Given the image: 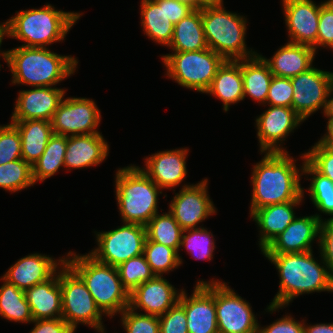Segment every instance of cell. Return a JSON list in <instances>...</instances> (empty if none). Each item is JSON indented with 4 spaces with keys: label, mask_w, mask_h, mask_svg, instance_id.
<instances>
[{
    "label": "cell",
    "mask_w": 333,
    "mask_h": 333,
    "mask_svg": "<svg viewBox=\"0 0 333 333\" xmlns=\"http://www.w3.org/2000/svg\"><path fill=\"white\" fill-rule=\"evenodd\" d=\"M180 294L167 279L155 275L129 294V308L159 317L179 301Z\"/></svg>",
    "instance_id": "ffe728a7"
},
{
    "label": "cell",
    "mask_w": 333,
    "mask_h": 333,
    "mask_svg": "<svg viewBox=\"0 0 333 333\" xmlns=\"http://www.w3.org/2000/svg\"><path fill=\"white\" fill-rule=\"evenodd\" d=\"M304 159L302 173L312 175L311 184L308 188L309 196L314 206L326 215L333 218V181L319 173L307 160L305 153L301 157Z\"/></svg>",
    "instance_id": "e575fe53"
},
{
    "label": "cell",
    "mask_w": 333,
    "mask_h": 333,
    "mask_svg": "<svg viewBox=\"0 0 333 333\" xmlns=\"http://www.w3.org/2000/svg\"><path fill=\"white\" fill-rule=\"evenodd\" d=\"M143 255L150 265L151 271L157 276L169 273L182 264V258L174 248L150 241L147 238Z\"/></svg>",
    "instance_id": "d590c367"
},
{
    "label": "cell",
    "mask_w": 333,
    "mask_h": 333,
    "mask_svg": "<svg viewBox=\"0 0 333 333\" xmlns=\"http://www.w3.org/2000/svg\"><path fill=\"white\" fill-rule=\"evenodd\" d=\"M185 310L188 333H219L214 303V281H198L190 297L181 290L178 301Z\"/></svg>",
    "instance_id": "9a60e30c"
},
{
    "label": "cell",
    "mask_w": 333,
    "mask_h": 333,
    "mask_svg": "<svg viewBox=\"0 0 333 333\" xmlns=\"http://www.w3.org/2000/svg\"><path fill=\"white\" fill-rule=\"evenodd\" d=\"M196 8L181 0H166V13L168 19L175 25L180 20L188 16Z\"/></svg>",
    "instance_id": "681fc988"
},
{
    "label": "cell",
    "mask_w": 333,
    "mask_h": 333,
    "mask_svg": "<svg viewBox=\"0 0 333 333\" xmlns=\"http://www.w3.org/2000/svg\"><path fill=\"white\" fill-rule=\"evenodd\" d=\"M21 137L22 159L31 166L44 153L49 138L53 135L52 123L47 120L11 122Z\"/></svg>",
    "instance_id": "83f0119b"
},
{
    "label": "cell",
    "mask_w": 333,
    "mask_h": 333,
    "mask_svg": "<svg viewBox=\"0 0 333 333\" xmlns=\"http://www.w3.org/2000/svg\"><path fill=\"white\" fill-rule=\"evenodd\" d=\"M223 102V110L227 112L230 104L244 99L243 78L241 74V60H226L218 69L208 90Z\"/></svg>",
    "instance_id": "4316f807"
},
{
    "label": "cell",
    "mask_w": 333,
    "mask_h": 333,
    "mask_svg": "<svg viewBox=\"0 0 333 333\" xmlns=\"http://www.w3.org/2000/svg\"><path fill=\"white\" fill-rule=\"evenodd\" d=\"M323 219L319 214L295 217L263 251V254L303 253L312 251V242L320 237Z\"/></svg>",
    "instance_id": "ac0fdd59"
},
{
    "label": "cell",
    "mask_w": 333,
    "mask_h": 333,
    "mask_svg": "<svg viewBox=\"0 0 333 333\" xmlns=\"http://www.w3.org/2000/svg\"><path fill=\"white\" fill-rule=\"evenodd\" d=\"M22 159L21 137L18 129L9 123L0 126V165Z\"/></svg>",
    "instance_id": "60d3db41"
},
{
    "label": "cell",
    "mask_w": 333,
    "mask_h": 333,
    "mask_svg": "<svg viewBox=\"0 0 333 333\" xmlns=\"http://www.w3.org/2000/svg\"><path fill=\"white\" fill-rule=\"evenodd\" d=\"M206 229L204 227L188 229L182 233L181 246L185 247L195 259L212 260L215 241L213 234Z\"/></svg>",
    "instance_id": "f35d334b"
},
{
    "label": "cell",
    "mask_w": 333,
    "mask_h": 333,
    "mask_svg": "<svg viewBox=\"0 0 333 333\" xmlns=\"http://www.w3.org/2000/svg\"><path fill=\"white\" fill-rule=\"evenodd\" d=\"M304 333H333V323H321L308 326L304 322Z\"/></svg>",
    "instance_id": "f907efd6"
},
{
    "label": "cell",
    "mask_w": 333,
    "mask_h": 333,
    "mask_svg": "<svg viewBox=\"0 0 333 333\" xmlns=\"http://www.w3.org/2000/svg\"><path fill=\"white\" fill-rule=\"evenodd\" d=\"M275 265L279 272V291L271 304L268 312L285 308L296 297L312 292H333V274L327 263L316 262L313 250L303 253L263 254Z\"/></svg>",
    "instance_id": "6da1fadb"
},
{
    "label": "cell",
    "mask_w": 333,
    "mask_h": 333,
    "mask_svg": "<svg viewBox=\"0 0 333 333\" xmlns=\"http://www.w3.org/2000/svg\"><path fill=\"white\" fill-rule=\"evenodd\" d=\"M318 243L321 258L327 263L330 272L333 274V218L321 221Z\"/></svg>",
    "instance_id": "bcb514c9"
},
{
    "label": "cell",
    "mask_w": 333,
    "mask_h": 333,
    "mask_svg": "<svg viewBox=\"0 0 333 333\" xmlns=\"http://www.w3.org/2000/svg\"><path fill=\"white\" fill-rule=\"evenodd\" d=\"M120 315L126 333H160L158 316L138 313L129 307Z\"/></svg>",
    "instance_id": "ab89813d"
},
{
    "label": "cell",
    "mask_w": 333,
    "mask_h": 333,
    "mask_svg": "<svg viewBox=\"0 0 333 333\" xmlns=\"http://www.w3.org/2000/svg\"><path fill=\"white\" fill-rule=\"evenodd\" d=\"M3 36L0 35V47H1V44H2V40H3ZM1 51V50H0ZM2 56V58L4 59L5 62H7V51L5 52H2L0 53V57ZM2 65H0V68H1Z\"/></svg>",
    "instance_id": "11a10c76"
},
{
    "label": "cell",
    "mask_w": 333,
    "mask_h": 333,
    "mask_svg": "<svg viewBox=\"0 0 333 333\" xmlns=\"http://www.w3.org/2000/svg\"><path fill=\"white\" fill-rule=\"evenodd\" d=\"M159 322L160 333H188L185 310L179 302L159 316Z\"/></svg>",
    "instance_id": "f6af8a7d"
},
{
    "label": "cell",
    "mask_w": 333,
    "mask_h": 333,
    "mask_svg": "<svg viewBox=\"0 0 333 333\" xmlns=\"http://www.w3.org/2000/svg\"><path fill=\"white\" fill-rule=\"evenodd\" d=\"M258 333H304V321L286 315L264 328L258 325Z\"/></svg>",
    "instance_id": "7dc6e473"
},
{
    "label": "cell",
    "mask_w": 333,
    "mask_h": 333,
    "mask_svg": "<svg viewBox=\"0 0 333 333\" xmlns=\"http://www.w3.org/2000/svg\"><path fill=\"white\" fill-rule=\"evenodd\" d=\"M288 42L308 45L317 51L320 5L312 0H283Z\"/></svg>",
    "instance_id": "e0dca14e"
},
{
    "label": "cell",
    "mask_w": 333,
    "mask_h": 333,
    "mask_svg": "<svg viewBox=\"0 0 333 333\" xmlns=\"http://www.w3.org/2000/svg\"><path fill=\"white\" fill-rule=\"evenodd\" d=\"M166 75L180 86L205 93L218 69L226 61L207 48L199 51L178 52L161 56Z\"/></svg>",
    "instance_id": "ba28073f"
},
{
    "label": "cell",
    "mask_w": 333,
    "mask_h": 333,
    "mask_svg": "<svg viewBox=\"0 0 333 333\" xmlns=\"http://www.w3.org/2000/svg\"><path fill=\"white\" fill-rule=\"evenodd\" d=\"M65 96V90L55 87H35L19 92L11 121L47 120L53 118L54 112Z\"/></svg>",
    "instance_id": "d6986e66"
},
{
    "label": "cell",
    "mask_w": 333,
    "mask_h": 333,
    "mask_svg": "<svg viewBox=\"0 0 333 333\" xmlns=\"http://www.w3.org/2000/svg\"><path fill=\"white\" fill-rule=\"evenodd\" d=\"M67 136L53 134L46 145L44 153L32 165V179L34 184L53 176L60 167H65Z\"/></svg>",
    "instance_id": "1f68e13d"
},
{
    "label": "cell",
    "mask_w": 333,
    "mask_h": 333,
    "mask_svg": "<svg viewBox=\"0 0 333 333\" xmlns=\"http://www.w3.org/2000/svg\"><path fill=\"white\" fill-rule=\"evenodd\" d=\"M33 185L32 166L23 159L0 165V188L16 192Z\"/></svg>",
    "instance_id": "8d00e7d4"
},
{
    "label": "cell",
    "mask_w": 333,
    "mask_h": 333,
    "mask_svg": "<svg viewBox=\"0 0 333 333\" xmlns=\"http://www.w3.org/2000/svg\"><path fill=\"white\" fill-rule=\"evenodd\" d=\"M12 84L52 87L71 76L78 61L71 55H59L47 47L20 46L7 51Z\"/></svg>",
    "instance_id": "277c9868"
},
{
    "label": "cell",
    "mask_w": 333,
    "mask_h": 333,
    "mask_svg": "<svg viewBox=\"0 0 333 333\" xmlns=\"http://www.w3.org/2000/svg\"><path fill=\"white\" fill-rule=\"evenodd\" d=\"M320 46L333 49V0L321 2L317 48Z\"/></svg>",
    "instance_id": "ee69618b"
},
{
    "label": "cell",
    "mask_w": 333,
    "mask_h": 333,
    "mask_svg": "<svg viewBox=\"0 0 333 333\" xmlns=\"http://www.w3.org/2000/svg\"><path fill=\"white\" fill-rule=\"evenodd\" d=\"M223 5V0H194L195 8H202L205 6H220Z\"/></svg>",
    "instance_id": "f5cc1de1"
},
{
    "label": "cell",
    "mask_w": 333,
    "mask_h": 333,
    "mask_svg": "<svg viewBox=\"0 0 333 333\" xmlns=\"http://www.w3.org/2000/svg\"><path fill=\"white\" fill-rule=\"evenodd\" d=\"M307 153L306 160L322 175L333 181V146L314 144Z\"/></svg>",
    "instance_id": "b9f144b4"
},
{
    "label": "cell",
    "mask_w": 333,
    "mask_h": 333,
    "mask_svg": "<svg viewBox=\"0 0 333 333\" xmlns=\"http://www.w3.org/2000/svg\"><path fill=\"white\" fill-rule=\"evenodd\" d=\"M109 146L102 133L67 137L64 165L81 169L102 163L108 156Z\"/></svg>",
    "instance_id": "603a6c76"
},
{
    "label": "cell",
    "mask_w": 333,
    "mask_h": 333,
    "mask_svg": "<svg viewBox=\"0 0 333 333\" xmlns=\"http://www.w3.org/2000/svg\"><path fill=\"white\" fill-rule=\"evenodd\" d=\"M146 237L150 241L174 248H181L183 229L179 226L170 212L156 214L146 225Z\"/></svg>",
    "instance_id": "836d02e7"
},
{
    "label": "cell",
    "mask_w": 333,
    "mask_h": 333,
    "mask_svg": "<svg viewBox=\"0 0 333 333\" xmlns=\"http://www.w3.org/2000/svg\"><path fill=\"white\" fill-rule=\"evenodd\" d=\"M53 259L38 253L30 254L13 264L2 278L25 291L52 278L59 270V265L65 264V257Z\"/></svg>",
    "instance_id": "44dd1931"
},
{
    "label": "cell",
    "mask_w": 333,
    "mask_h": 333,
    "mask_svg": "<svg viewBox=\"0 0 333 333\" xmlns=\"http://www.w3.org/2000/svg\"><path fill=\"white\" fill-rule=\"evenodd\" d=\"M214 281V303L219 333H258V320L250 303L225 282Z\"/></svg>",
    "instance_id": "8fae6325"
},
{
    "label": "cell",
    "mask_w": 333,
    "mask_h": 333,
    "mask_svg": "<svg viewBox=\"0 0 333 333\" xmlns=\"http://www.w3.org/2000/svg\"><path fill=\"white\" fill-rule=\"evenodd\" d=\"M34 320L62 318V292L58 272L46 282L24 291Z\"/></svg>",
    "instance_id": "484cf974"
},
{
    "label": "cell",
    "mask_w": 333,
    "mask_h": 333,
    "mask_svg": "<svg viewBox=\"0 0 333 333\" xmlns=\"http://www.w3.org/2000/svg\"><path fill=\"white\" fill-rule=\"evenodd\" d=\"M327 133L321 137L318 144L333 146V117H327Z\"/></svg>",
    "instance_id": "816d5d0a"
},
{
    "label": "cell",
    "mask_w": 333,
    "mask_h": 333,
    "mask_svg": "<svg viewBox=\"0 0 333 333\" xmlns=\"http://www.w3.org/2000/svg\"><path fill=\"white\" fill-rule=\"evenodd\" d=\"M241 74L244 98L248 95L253 100L266 104L267 94L273 78L268 64L259 54L241 59Z\"/></svg>",
    "instance_id": "4dcf8cb0"
},
{
    "label": "cell",
    "mask_w": 333,
    "mask_h": 333,
    "mask_svg": "<svg viewBox=\"0 0 333 333\" xmlns=\"http://www.w3.org/2000/svg\"><path fill=\"white\" fill-rule=\"evenodd\" d=\"M144 1H154V0H141V2H144Z\"/></svg>",
    "instance_id": "6f0895ef"
},
{
    "label": "cell",
    "mask_w": 333,
    "mask_h": 333,
    "mask_svg": "<svg viewBox=\"0 0 333 333\" xmlns=\"http://www.w3.org/2000/svg\"><path fill=\"white\" fill-rule=\"evenodd\" d=\"M115 194L124 223L145 226L158 212V194H162L139 166L131 165L116 172Z\"/></svg>",
    "instance_id": "8992f818"
},
{
    "label": "cell",
    "mask_w": 333,
    "mask_h": 333,
    "mask_svg": "<svg viewBox=\"0 0 333 333\" xmlns=\"http://www.w3.org/2000/svg\"><path fill=\"white\" fill-rule=\"evenodd\" d=\"M302 200L277 203L256 209L250 216L260 227L261 252L295 219L294 207Z\"/></svg>",
    "instance_id": "cb8c5ba5"
},
{
    "label": "cell",
    "mask_w": 333,
    "mask_h": 333,
    "mask_svg": "<svg viewBox=\"0 0 333 333\" xmlns=\"http://www.w3.org/2000/svg\"><path fill=\"white\" fill-rule=\"evenodd\" d=\"M293 88L290 78L273 76L266 103L270 106L291 107Z\"/></svg>",
    "instance_id": "7bdbcfd3"
},
{
    "label": "cell",
    "mask_w": 333,
    "mask_h": 333,
    "mask_svg": "<svg viewBox=\"0 0 333 333\" xmlns=\"http://www.w3.org/2000/svg\"><path fill=\"white\" fill-rule=\"evenodd\" d=\"M288 152H265L264 157L253 167L252 199L250 215L265 206L303 200L304 188L300 179L303 175ZM302 174V175H301Z\"/></svg>",
    "instance_id": "7a4b0ae2"
},
{
    "label": "cell",
    "mask_w": 333,
    "mask_h": 333,
    "mask_svg": "<svg viewBox=\"0 0 333 333\" xmlns=\"http://www.w3.org/2000/svg\"><path fill=\"white\" fill-rule=\"evenodd\" d=\"M181 1H185V2L190 3L191 5L194 6V0H181Z\"/></svg>",
    "instance_id": "9f6ffc18"
},
{
    "label": "cell",
    "mask_w": 333,
    "mask_h": 333,
    "mask_svg": "<svg viewBox=\"0 0 333 333\" xmlns=\"http://www.w3.org/2000/svg\"><path fill=\"white\" fill-rule=\"evenodd\" d=\"M62 319L76 330L79 323L104 333L102 315L82 279L65 263L59 268Z\"/></svg>",
    "instance_id": "9c48e42d"
},
{
    "label": "cell",
    "mask_w": 333,
    "mask_h": 333,
    "mask_svg": "<svg viewBox=\"0 0 333 333\" xmlns=\"http://www.w3.org/2000/svg\"><path fill=\"white\" fill-rule=\"evenodd\" d=\"M95 234L98 247L88 254L98 262L115 267L142 255L147 238L145 226L124 222L114 230Z\"/></svg>",
    "instance_id": "30bf717a"
},
{
    "label": "cell",
    "mask_w": 333,
    "mask_h": 333,
    "mask_svg": "<svg viewBox=\"0 0 333 333\" xmlns=\"http://www.w3.org/2000/svg\"><path fill=\"white\" fill-rule=\"evenodd\" d=\"M205 40L208 48L225 60H241L255 56L246 48V19L225 10L223 5L201 8Z\"/></svg>",
    "instance_id": "52a82bcc"
},
{
    "label": "cell",
    "mask_w": 333,
    "mask_h": 333,
    "mask_svg": "<svg viewBox=\"0 0 333 333\" xmlns=\"http://www.w3.org/2000/svg\"><path fill=\"white\" fill-rule=\"evenodd\" d=\"M0 24V35L21 40L25 47H47L63 41L82 14L64 12L46 4L40 9L21 10Z\"/></svg>",
    "instance_id": "3957f363"
},
{
    "label": "cell",
    "mask_w": 333,
    "mask_h": 333,
    "mask_svg": "<svg viewBox=\"0 0 333 333\" xmlns=\"http://www.w3.org/2000/svg\"><path fill=\"white\" fill-rule=\"evenodd\" d=\"M291 79L293 98L291 107L305 121L312 113L325 110L329 91L333 87V72L314 66Z\"/></svg>",
    "instance_id": "7c38bea8"
},
{
    "label": "cell",
    "mask_w": 333,
    "mask_h": 333,
    "mask_svg": "<svg viewBox=\"0 0 333 333\" xmlns=\"http://www.w3.org/2000/svg\"><path fill=\"white\" fill-rule=\"evenodd\" d=\"M207 182L204 179L195 185H183L169 204V212L183 230L201 228L197 224L216 213L208 195Z\"/></svg>",
    "instance_id": "5bb4252c"
},
{
    "label": "cell",
    "mask_w": 333,
    "mask_h": 333,
    "mask_svg": "<svg viewBox=\"0 0 333 333\" xmlns=\"http://www.w3.org/2000/svg\"><path fill=\"white\" fill-rule=\"evenodd\" d=\"M35 326L30 333H74L75 330L62 318L38 319L32 321Z\"/></svg>",
    "instance_id": "c3c4849f"
},
{
    "label": "cell",
    "mask_w": 333,
    "mask_h": 333,
    "mask_svg": "<svg viewBox=\"0 0 333 333\" xmlns=\"http://www.w3.org/2000/svg\"><path fill=\"white\" fill-rule=\"evenodd\" d=\"M168 47L178 52L199 51L208 48L201 8H196L174 25L173 37Z\"/></svg>",
    "instance_id": "f546056e"
},
{
    "label": "cell",
    "mask_w": 333,
    "mask_h": 333,
    "mask_svg": "<svg viewBox=\"0 0 333 333\" xmlns=\"http://www.w3.org/2000/svg\"><path fill=\"white\" fill-rule=\"evenodd\" d=\"M188 149L161 151L145 158L143 172L163 190L172 189L186 178Z\"/></svg>",
    "instance_id": "7402d4cb"
},
{
    "label": "cell",
    "mask_w": 333,
    "mask_h": 333,
    "mask_svg": "<svg viewBox=\"0 0 333 333\" xmlns=\"http://www.w3.org/2000/svg\"><path fill=\"white\" fill-rule=\"evenodd\" d=\"M301 122H303V120L292 107L269 105L268 110L256 118L260 153L287 152L284 147H280V142L285 141V138L293 132Z\"/></svg>",
    "instance_id": "2e32d148"
},
{
    "label": "cell",
    "mask_w": 333,
    "mask_h": 333,
    "mask_svg": "<svg viewBox=\"0 0 333 333\" xmlns=\"http://www.w3.org/2000/svg\"><path fill=\"white\" fill-rule=\"evenodd\" d=\"M315 54L311 46L288 42L271 59L260 56L268 64L273 76L293 78L312 67Z\"/></svg>",
    "instance_id": "d4e9b609"
},
{
    "label": "cell",
    "mask_w": 333,
    "mask_h": 333,
    "mask_svg": "<svg viewBox=\"0 0 333 333\" xmlns=\"http://www.w3.org/2000/svg\"><path fill=\"white\" fill-rule=\"evenodd\" d=\"M100 114L91 99L63 98L51 120L53 134L68 137L100 133L96 130L101 121Z\"/></svg>",
    "instance_id": "4fadbf2b"
},
{
    "label": "cell",
    "mask_w": 333,
    "mask_h": 333,
    "mask_svg": "<svg viewBox=\"0 0 333 333\" xmlns=\"http://www.w3.org/2000/svg\"><path fill=\"white\" fill-rule=\"evenodd\" d=\"M333 94V87L329 91L328 98L326 101V106L324 112H322L325 117H333V97H331Z\"/></svg>",
    "instance_id": "db71d44e"
},
{
    "label": "cell",
    "mask_w": 333,
    "mask_h": 333,
    "mask_svg": "<svg viewBox=\"0 0 333 333\" xmlns=\"http://www.w3.org/2000/svg\"><path fill=\"white\" fill-rule=\"evenodd\" d=\"M141 25L152 41L169 46L173 37L174 24L166 13V0L141 2Z\"/></svg>",
    "instance_id": "f1b7e54d"
},
{
    "label": "cell",
    "mask_w": 333,
    "mask_h": 333,
    "mask_svg": "<svg viewBox=\"0 0 333 333\" xmlns=\"http://www.w3.org/2000/svg\"><path fill=\"white\" fill-rule=\"evenodd\" d=\"M65 263L82 279L97 307L113 317L129 307V292L123 287L115 266L103 264L89 254L69 252Z\"/></svg>",
    "instance_id": "5b68a950"
},
{
    "label": "cell",
    "mask_w": 333,
    "mask_h": 333,
    "mask_svg": "<svg viewBox=\"0 0 333 333\" xmlns=\"http://www.w3.org/2000/svg\"><path fill=\"white\" fill-rule=\"evenodd\" d=\"M116 268L119 278L122 281V285L129 294L139 285L147 282L155 276L143 254L130 258Z\"/></svg>",
    "instance_id": "74e56055"
},
{
    "label": "cell",
    "mask_w": 333,
    "mask_h": 333,
    "mask_svg": "<svg viewBox=\"0 0 333 333\" xmlns=\"http://www.w3.org/2000/svg\"><path fill=\"white\" fill-rule=\"evenodd\" d=\"M1 280L4 283L0 286V316L10 321L31 323L34 319L24 291L2 277Z\"/></svg>",
    "instance_id": "d6a6232c"
}]
</instances>
